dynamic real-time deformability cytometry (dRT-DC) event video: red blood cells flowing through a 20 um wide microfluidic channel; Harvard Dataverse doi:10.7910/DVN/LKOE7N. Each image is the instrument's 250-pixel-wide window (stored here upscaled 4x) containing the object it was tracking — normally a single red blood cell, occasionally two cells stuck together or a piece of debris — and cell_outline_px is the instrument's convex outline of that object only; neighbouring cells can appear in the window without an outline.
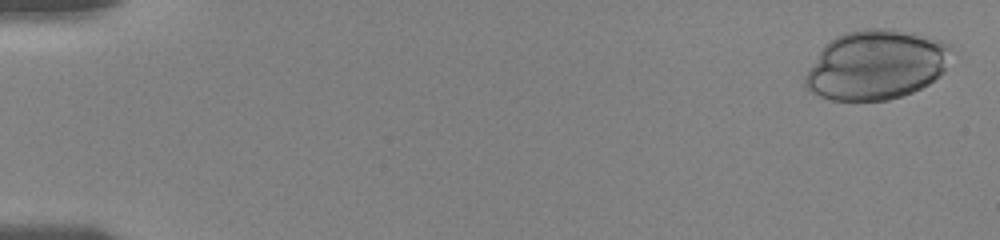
{"species": "human", "species_latin": "Homo sapiens", "temperature_condition": "room temperature", "stored_images_in_passage": 29, "camera_frame_rate_fps": 3000, "um_per_image_px": 0.085, "donor": {"sex": "female"}, "frame": {"image": 1, "passage_image": 2, "time_ms": 0.333, "image_size_px": [1000, 240], "cell_outline_px": [[952, 48], [944, 72], [940, 76], [928, 84], [912, 92], [888, 100], [832, 100], [820, 96], [804, 88], [804, 76], [824, 44], [836, 36], [848, 32], [868, 28], [888, 28], [912, 32], [940, 40], [952, 44]], "centroid_in_image_um": [74.48, 5.5], "position_along_channel_um": 10.5, "area_um2": 59.36}}
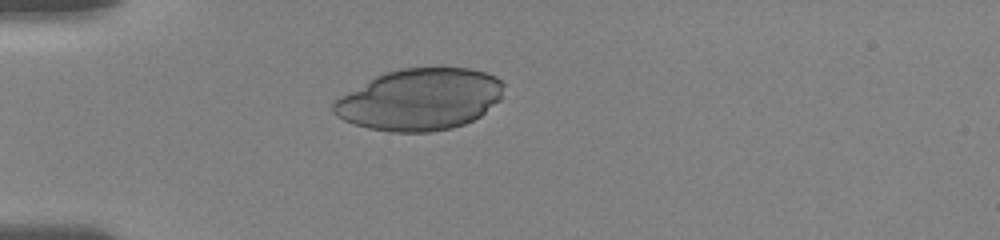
{"frame": {"image": 2, "passage_image": 14, "time_ms": 5.0, "image_size_px": [1000, 240], "cell_outline_px": [[504, 84], [500, 100], [480, 116], [464, 124], [452, 128], [428, 132], [392, 132], [368, 128], [344, 120], [336, 116], [332, 112], [332, 104], [340, 96], [376, 76], [384, 72], [400, 68], [472, 68], [496, 76]], "centroid_in_image_um": [35.69, 8.45], "position_along_channel_um": 49.3, "area_um2": 61.09}}